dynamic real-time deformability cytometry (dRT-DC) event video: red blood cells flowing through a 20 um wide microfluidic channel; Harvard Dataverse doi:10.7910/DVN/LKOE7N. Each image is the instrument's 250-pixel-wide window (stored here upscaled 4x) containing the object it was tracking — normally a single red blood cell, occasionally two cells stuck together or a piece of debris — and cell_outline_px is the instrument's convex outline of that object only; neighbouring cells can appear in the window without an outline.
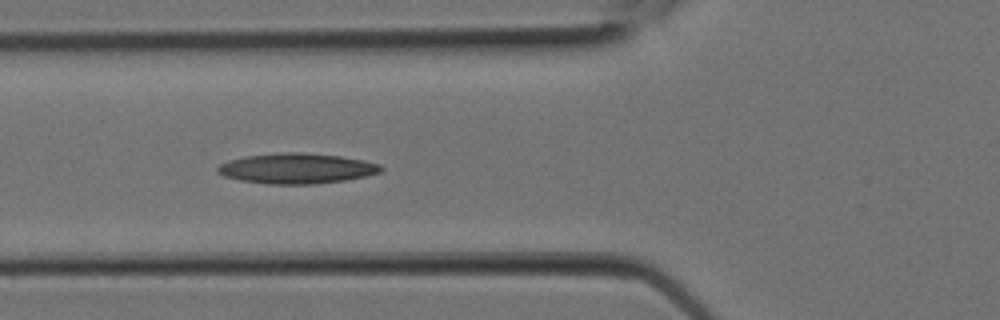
{"species": "Egyptian fruit bat (a non-hibernating species)", "species_latin": "Rousettus aegyptiacus", "temperature_condition": "room temperature", "stored_images_in_passage": 8, "camera_frame_rate_fps": 3000, "um_per_image_px": 0.085, "animal": {"sex": "female"}, "frame": {"image": 1, "passage_image": 7, "time_ms": 2.0, "image_size_px": [1000, 320], "cell_outline_px": [[384, 168], [380, 172], [364, 176], [344, 180], [316, 184], [272, 184], [240, 180], [224, 176], [216, 172], [216, 168], [220, 164], [228, 160], [244, 156], [276, 152], [304, 152], [340, 156], [364, 160], [380, 164]], "centroid_in_image_um": [25.19, 14.3], "position_along_channel_um": 100.6, "area_um2": 29.02}}
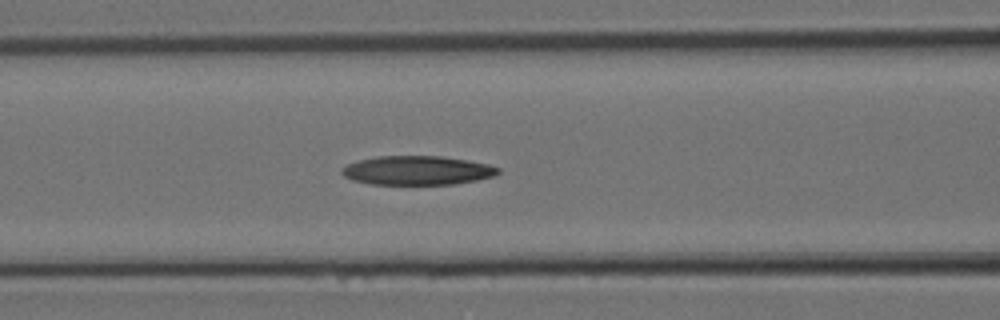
{"frame": {"image": 2, "passage_image": 8, "time_ms": 2.333, "image_size_px": [1000, 320], "cell_outline_px": [[500, 172], [496, 176], [476, 180], [452, 184], [372, 184], [352, 180], [344, 176], [340, 172], [340, 168], [356, 160], [376, 156], [444, 156], [468, 160], [488, 164], [500, 168]], "centroid_in_image_um": [35.45, 14.47], "position_along_channel_um": 131.1, "area_um2": 26.65}}